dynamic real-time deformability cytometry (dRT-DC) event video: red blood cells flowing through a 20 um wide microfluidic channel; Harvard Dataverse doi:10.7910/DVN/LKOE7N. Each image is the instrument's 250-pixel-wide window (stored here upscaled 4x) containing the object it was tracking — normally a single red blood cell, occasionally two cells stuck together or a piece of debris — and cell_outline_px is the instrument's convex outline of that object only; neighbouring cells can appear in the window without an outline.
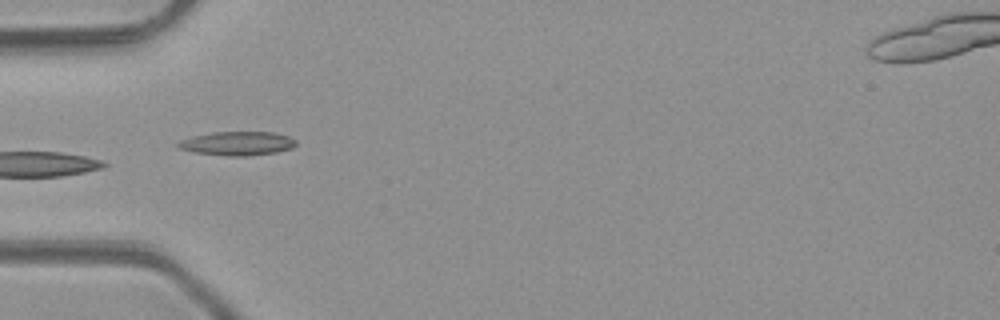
{"species": "common noctule bat (a hibernating species)", "species_latin": "Nyctalus noctula", "temperature_condition": "room temperature", "stored_images_in_passage": 5, "camera_frame_rate_fps": 3000, "um_per_image_px": 0.085, "animal": {"sex": "male", "body_mass_g": 23.1, "forearm_length_mm": 52.7}, "frame": {"image": 1, "passage_image": 5, "time_ms": 4.667, "image_size_px": [1000, 320], "cell_outline_px": [[296, 144], [292, 148], [276, 152], [244, 156], [228, 156], [192, 152], [180, 148], [176, 144], [180, 140], [192, 136], [212, 132], [276, 132], [288, 136], [296, 140]], "centroid_in_image_um": [20.17, 12.18], "position_along_channel_um": 64.8, "area_um2": 16.42}}